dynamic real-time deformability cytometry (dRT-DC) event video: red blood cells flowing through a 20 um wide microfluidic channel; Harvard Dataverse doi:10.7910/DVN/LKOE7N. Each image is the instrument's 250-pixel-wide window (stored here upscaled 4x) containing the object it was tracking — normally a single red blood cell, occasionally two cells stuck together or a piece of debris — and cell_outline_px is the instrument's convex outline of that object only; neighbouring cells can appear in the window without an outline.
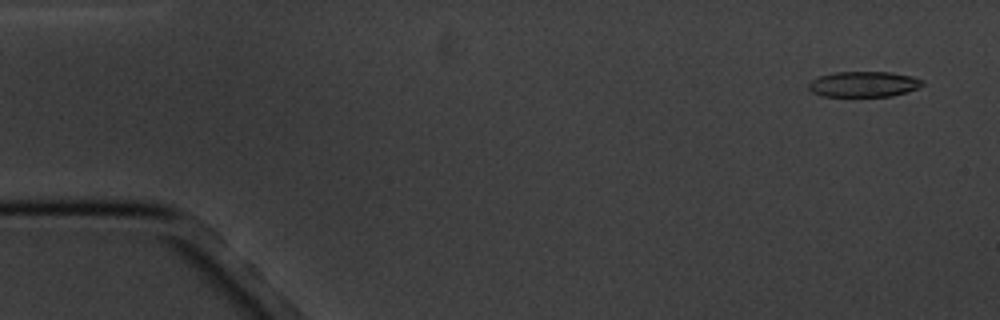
{"species": "common noctule bat (a hibernating species)", "species_latin": "Nyctalus noctula", "temperature_condition": "cold", "stored_images_in_passage": 6, "camera_frame_rate_fps": 3000, "um_per_image_px": 0.085, "animal": {"sex": "male", "body_mass_g": 20.1, "forearm_length_mm": 53.5}, "frame": {"image": 1, "passage_image": 1, "time_ms": 0.0, "image_size_px": [1000, 320], "cell_outline_px": [[924, 84], [920, 88], [892, 96], [820, 96], [812, 92], [808, 88], [808, 84], [812, 80], [820, 76], [832, 72], [892, 72], [912, 76], [924, 80]], "centroid_in_image_um": [73.44, 7.15], "position_along_channel_um": 11.6, "area_um2": 17.11}}
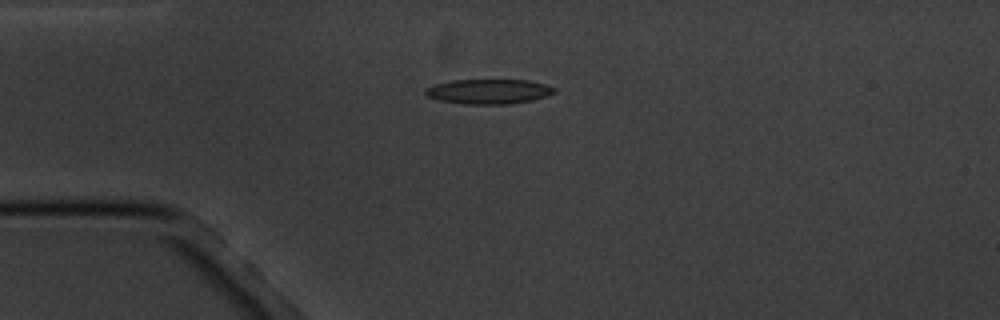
{"frame": {"image": 2, "passage_image": 4, "time_ms": 3.667, "image_size_px": [1000, 320], "cell_outline_px": [[556, 92], [532, 100], [508, 104], [460, 104], [440, 100], [428, 96], [424, 92], [424, 88], [436, 84], [452, 80], [528, 80], [544, 84], [556, 88]], "centroid_in_image_um": [41.52, 7.77], "position_along_channel_um": 43.5, "area_um2": 18.55}}
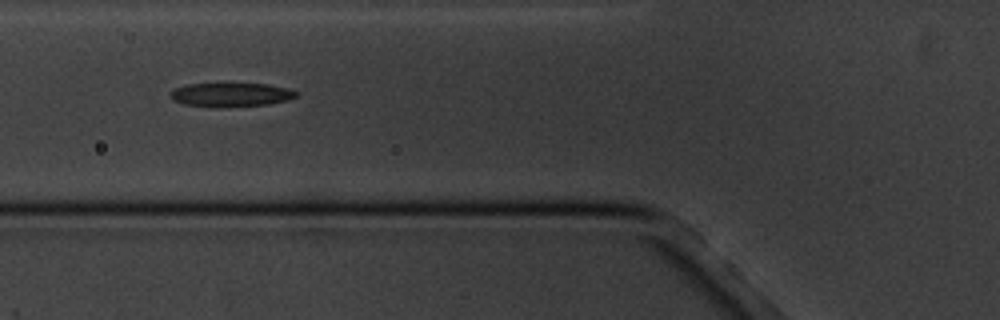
{"frame": {"image": 3, "passage_image": 6, "time_ms": 6.0, "image_size_px": [1000, 320], "cell_outline_px": [[300, 96], [288, 100], [268, 104], [212, 108], [184, 104], [172, 100], [168, 92], [172, 88], [184, 84], [268, 84], [288, 88], [300, 92]], "centroid_in_image_um": [19.61, 8.05], "position_along_channel_um": 106.2, "area_um2": 17.92}}